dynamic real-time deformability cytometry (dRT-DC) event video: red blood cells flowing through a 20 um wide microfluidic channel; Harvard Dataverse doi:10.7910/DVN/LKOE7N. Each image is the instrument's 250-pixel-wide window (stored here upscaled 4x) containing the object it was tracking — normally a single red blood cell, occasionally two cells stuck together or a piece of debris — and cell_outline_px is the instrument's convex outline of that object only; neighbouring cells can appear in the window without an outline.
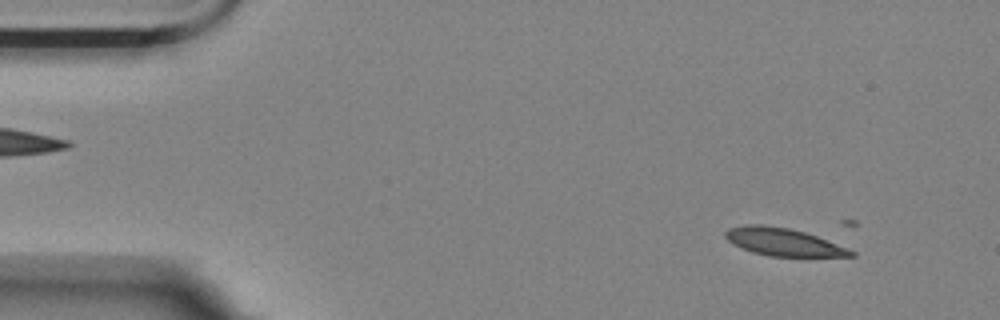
{"species": "Egyptian fruit bat (a non-hibernating species)", "species_latin": "Rousettus aegyptiacus", "temperature_condition": "room temperature", "stored_images_in_passage": 6, "camera_frame_rate_fps": 3000, "um_per_image_px": 0.085, "animal": {"sex": "female"}, "frame": {"image": 1, "passage_image": 2, "time_ms": 0.333, "image_size_px": [1000, 320], "cell_outline_px": [[856, 256], [768, 256], [752, 252], [732, 244], [724, 236], [724, 232], [728, 228], [744, 224], [764, 224], [788, 228], [804, 232], [816, 236], [848, 248], [856, 252]], "centroid_in_image_um": [66.53, 20.56], "position_along_channel_um": 18.5, "area_um2": 20.23}}